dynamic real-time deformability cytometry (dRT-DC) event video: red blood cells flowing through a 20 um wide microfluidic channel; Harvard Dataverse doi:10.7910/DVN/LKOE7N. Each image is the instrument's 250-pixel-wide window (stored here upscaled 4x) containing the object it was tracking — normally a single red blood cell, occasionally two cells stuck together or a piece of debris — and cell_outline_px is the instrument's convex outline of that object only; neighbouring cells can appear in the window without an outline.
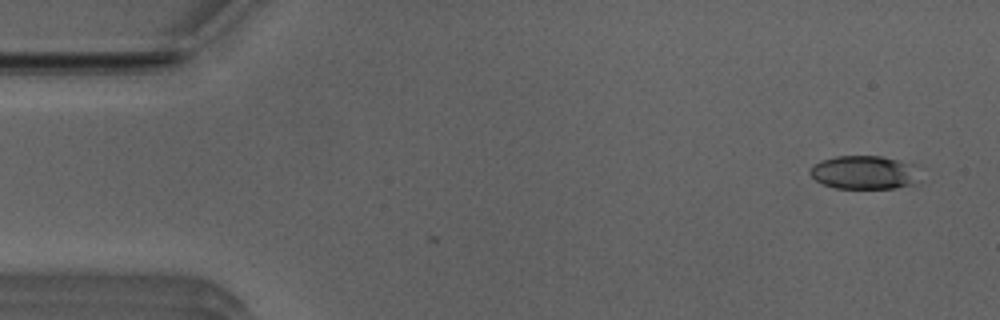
{"species": "Egyptian fruit bat (a non-hibernating species)", "species_latin": "Rousettus aegyptiacus", "temperature_condition": "room temperature", "stored_images_in_passage": 2, "camera_frame_rate_fps": 3000, "um_per_image_px": 0.085, "animal": {"sex": "male"}, "frame": {"image": 1, "passage_image": 2, "time_ms": 0.333, "image_size_px": [1000, 320], "cell_outline_px": [[912, 184], [892, 188], [836, 188], [824, 184], [816, 180], [808, 172], [820, 160], [836, 156], [880, 156], [912, 164]], "centroid_in_image_um": [73.31, 14.65], "position_along_channel_um": 11.7, "area_um2": 20.52}}